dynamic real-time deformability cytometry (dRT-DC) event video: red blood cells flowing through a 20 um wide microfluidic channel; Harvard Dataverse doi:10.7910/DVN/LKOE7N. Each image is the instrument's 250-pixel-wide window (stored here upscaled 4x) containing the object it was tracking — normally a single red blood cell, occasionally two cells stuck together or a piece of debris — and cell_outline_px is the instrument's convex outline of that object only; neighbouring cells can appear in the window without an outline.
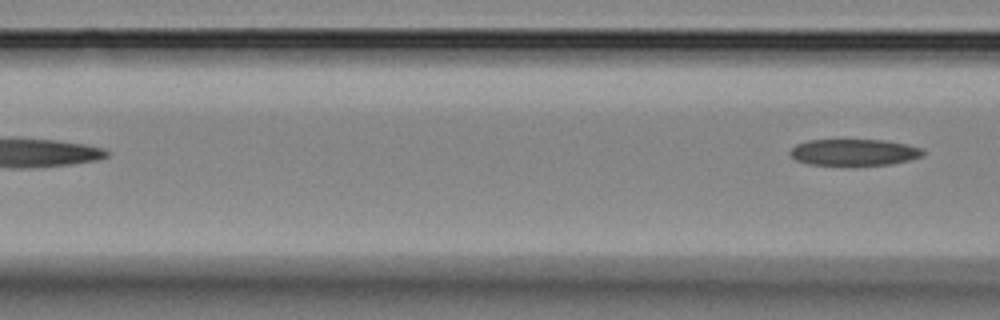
{"species": "Egyptian fruit bat (a non-hibernating species)", "species_latin": "Rousettus aegyptiacus", "temperature_condition": "room temperature", "stored_images_in_passage": 4, "camera_frame_rate_fps": 3000, "um_per_image_px": 0.085, "animal": {"sex": "female"}, "frame": {"image": 1, "passage_image": 4, "time_ms": 3.333, "image_size_px": [1000, 320], "cell_outline_px": [[924, 156], [892, 164], [848, 168], [808, 164], [796, 160], [788, 152], [796, 144], [808, 140], [884, 140], [908, 144], [920, 148], [924, 152]], "centroid_in_image_um": [72.57, 12.99], "position_along_channel_um": 94.0, "area_um2": 21.44}}